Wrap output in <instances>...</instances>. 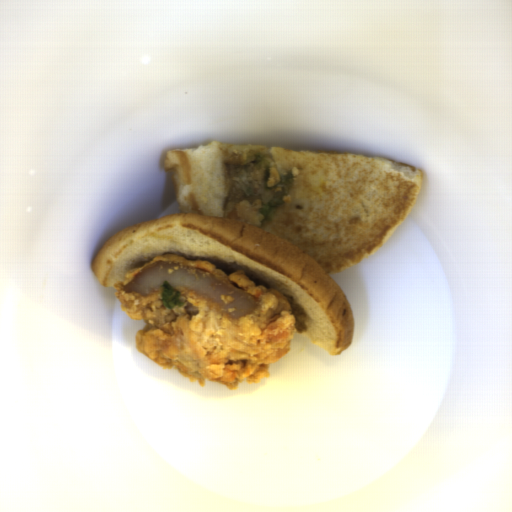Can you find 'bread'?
<instances>
[{"label": "bread", "instance_id": "1", "mask_svg": "<svg viewBox=\"0 0 512 512\" xmlns=\"http://www.w3.org/2000/svg\"><path fill=\"white\" fill-rule=\"evenodd\" d=\"M223 144L165 151L179 213L112 234L91 260L102 287L157 255L243 270L256 286L277 289L289 303L295 334L337 355L352 347L351 305L329 275L363 261L393 236L410 213L424 171L387 158L338 151H269L296 176L290 194L261 227L224 218Z\"/></svg>", "mask_w": 512, "mask_h": 512}]
</instances>
